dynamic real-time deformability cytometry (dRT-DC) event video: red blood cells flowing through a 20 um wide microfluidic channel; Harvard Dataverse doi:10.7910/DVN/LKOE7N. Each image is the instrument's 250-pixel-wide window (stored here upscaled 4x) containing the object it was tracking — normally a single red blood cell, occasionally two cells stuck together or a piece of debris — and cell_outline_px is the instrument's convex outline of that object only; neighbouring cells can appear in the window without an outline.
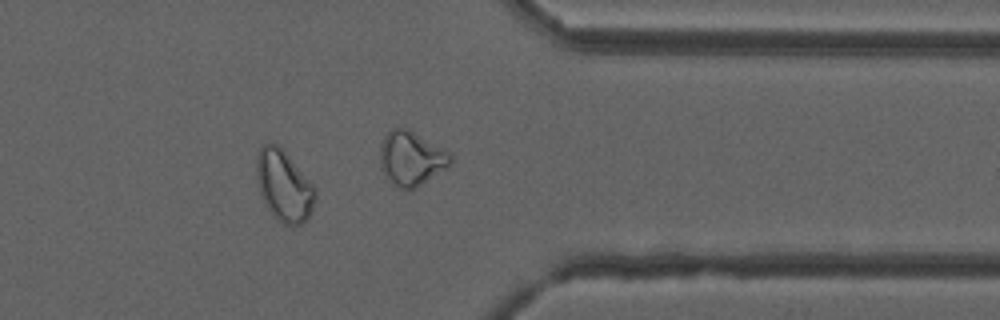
{"species": "common noctule bat (a hibernating species)", "species_latin": "Nyctalus noctula", "temperature_condition": "cold", "stored_images_in_passage": 38, "camera_frame_rate_fps": 3000, "um_per_image_px": 0.085, "animal": {"sex": "male", "forearm_length_mm": 52.5}, "frame": {"image": 1, "passage_image": 27, "time_ms": 8.667, "image_size_px": [1000, 320], "cell_outline_px": [[316, 196], [312, 212], [300, 224], [292, 228], [276, 220], [264, 204], [256, 180], [256, 156], [260, 148], [264, 144], [280, 144], [316, 188]], "centroid_in_image_um": [24.13, 15.8], "position_along_channel_um": 387.3, "area_um2": 24.8}}